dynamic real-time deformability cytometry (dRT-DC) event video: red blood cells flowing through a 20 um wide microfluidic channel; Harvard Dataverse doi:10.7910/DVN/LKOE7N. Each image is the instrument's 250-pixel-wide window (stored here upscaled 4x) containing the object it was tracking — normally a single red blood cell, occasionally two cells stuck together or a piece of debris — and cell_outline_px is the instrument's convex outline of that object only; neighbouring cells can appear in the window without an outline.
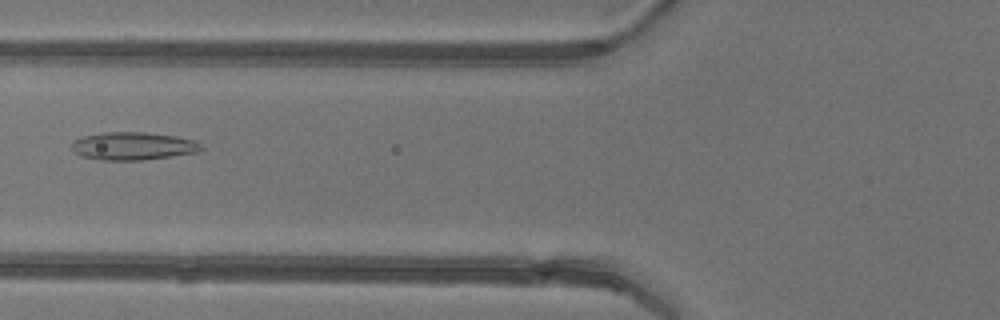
{"species": "common noctule bat (a hibernating species)", "species_latin": "Nyctalus noctula", "temperature_condition": "warm", "stored_images_in_passage": 5, "camera_frame_rate_fps": 3000, "um_per_image_px": 0.085, "animal": {"sex": "female"}, "frame": {"image": 1, "passage_image": 5, "time_ms": 5.667, "image_size_px": [1000, 320], "cell_outline_px": [[204, 148], [196, 152], [172, 156], [140, 160], [100, 160], [80, 156], [72, 148], [72, 144], [76, 140], [84, 136], [104, 132], [144, 132], [176, 136], [196, 140]], "centroid_in_image_um": [11.33, 12.41], "position_along_channel_um": 114.5, "area_um2": 20.92}}